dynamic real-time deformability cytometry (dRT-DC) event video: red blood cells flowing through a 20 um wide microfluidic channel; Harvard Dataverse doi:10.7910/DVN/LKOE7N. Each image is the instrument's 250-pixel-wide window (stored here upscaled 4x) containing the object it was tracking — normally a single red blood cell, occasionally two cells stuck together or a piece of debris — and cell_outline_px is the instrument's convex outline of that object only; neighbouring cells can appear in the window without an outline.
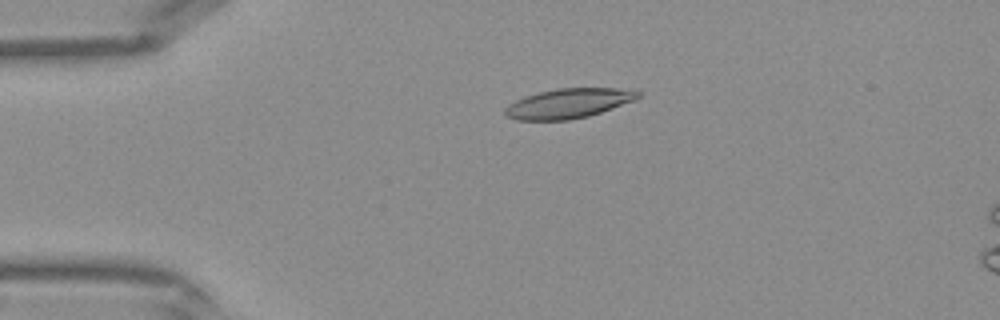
{"species": "Egyptian fruit bat (a non-hibernating species)", "species_latin": "Rousettus aegyptiacus", "temperature_condition": "warm", "stored_images_in_passage": 36, "camera_frame_rate_fps": 3000, "um_per_image_px": 0.085, "frame": {"image": 1, "passage_image": 3, "time_ms": 0.667, "image_size_px": [1000, 320], "cell_outline_px": [[640, 96], [636, 100], [588, 116], [568, 120], [516, 120], [508, 116], [504, 112], [504, 108], [508, 104], [524, 96], [556, 88], [636, 88], [640, 92]], "centroid_in_image_um": [48.36, 8.77], "position_along_channel_um": 36.6, "area_um2": 23.18}}
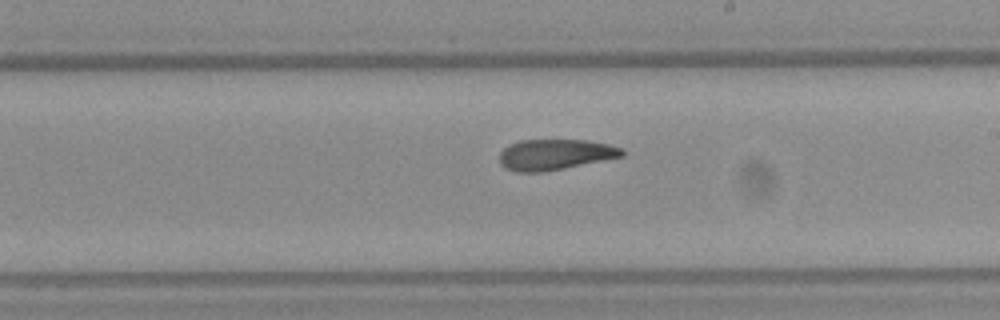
{"frame": {"image": 2, "passage_image": 18, "time_ms": 5.667, "image_size_px": [1000, 320], "cell_outline_px": [[624, 156], [540, 172], [516, 172], [504, 168], [500, 164], [500, 152], [504, 148], [520, 140], [588, 140], [608, 144], [624, 148]], "centroid_in_image_um": [47.17, 13.13], "position_along_channel_um": 241.8, "area_um2": 21.73}}
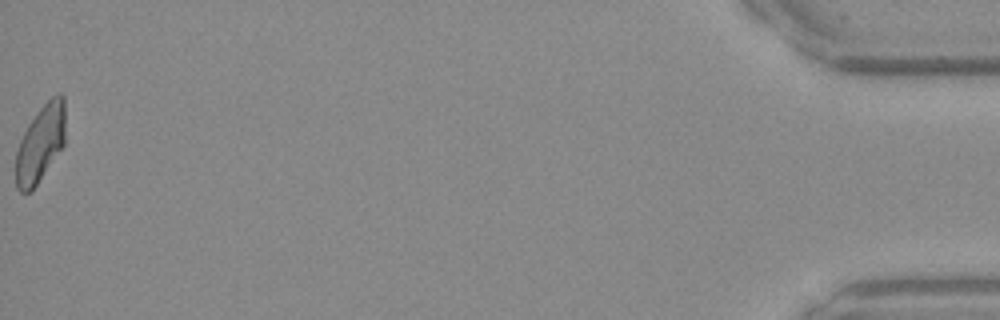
{"frame": {"image": 3, "passage_image": 36, "time_ms": 11.667, "image_size_px": [1000, 320], "cell_outline_px": [[64, 144], [32, 192], [20, 192], [16, 188], [16, 152], [20, 140], [28, 124], [40, 108], [56, 92], [60, 92], [64, 96]], "centroid_in_image_um": [3.43, 12.21], "position_along_channel_um": 431.8, "area_um2": 22.14}}